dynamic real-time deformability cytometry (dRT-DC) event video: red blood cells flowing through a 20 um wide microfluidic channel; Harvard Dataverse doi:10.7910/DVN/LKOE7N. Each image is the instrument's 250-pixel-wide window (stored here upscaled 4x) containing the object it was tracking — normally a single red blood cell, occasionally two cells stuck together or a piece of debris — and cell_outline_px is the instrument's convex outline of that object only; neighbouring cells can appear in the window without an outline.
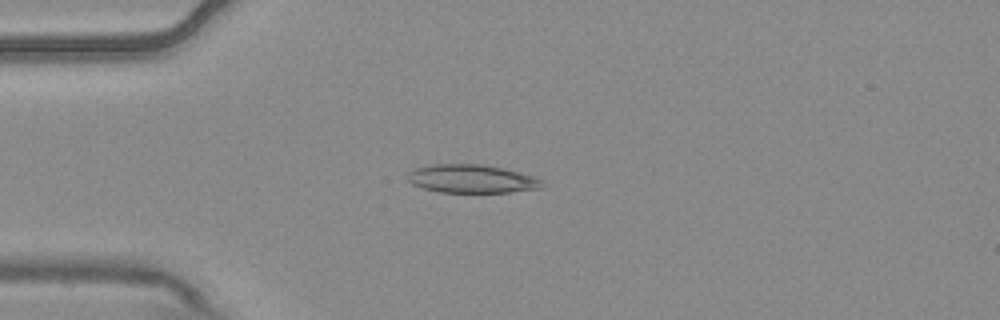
{"species": "common noctule bat (a hibernating species)", "species_latin": "Nyctalus noctula", "temperature_condition": "warm", "stored_images_in_passage": 2, "camera_frame_rate_fps": 3000, "um_per_image_px": 0.085, "animal": {"sex": "male", "body_mass_g": 20.4}, "frame": {"image": 1, "passage_image": 1, "time_ms": 0.0, "image_size_px": [1000, 320], "cell_outline_px": [[544, 188], [508, 192], [440, 192], [424, 188], [412, 184], [408, 180], [408, 172], [412, 168], [432, 164], [480, 164], [504, 168], [536, 176], [544, 180]], "centroid_in_image_um": [40.14, 15.19], "position_along_channel_um": 44.9, "area_um2": 22.48}}
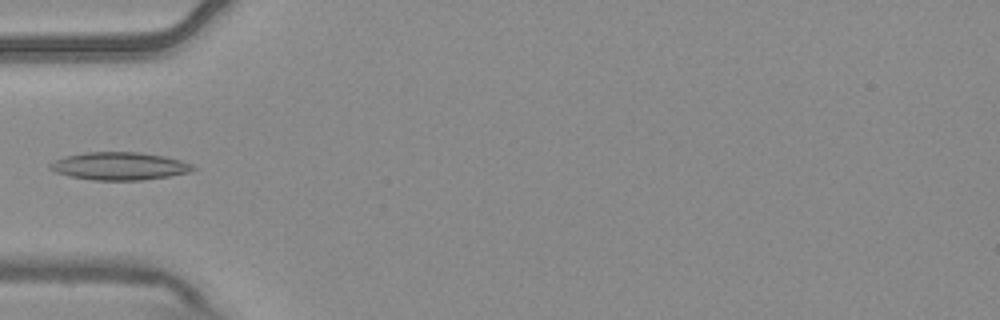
{"frame": {"image": 2, "passage_image": 2, "time_ms": 0.333, "image_size_px": [1000, 320], "cell_outline_px": [[196, 168], [188, 172], [168, 176], [140, 180], [92, 180], [68, 176], [56, 172], [48, 168], [48, 164], [52, 160], [64, 156], [84, 152], [136, 152], [164, 156], [180, 160], [192, 164]], "centroid_in_image_um": [10.07, 14.11], "position_along_channel_um": 74.9, "area_um2": 23.18}}